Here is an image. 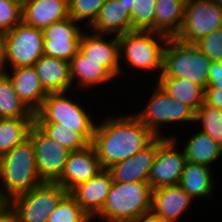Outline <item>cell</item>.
Returning a JSON list of instances; mask_svg holds the SVG:
<instances>
[{"mask_svg":"<svg viewBox=\"0 0 222 222\" xmlns=\"http://www.w3.org/2000/svg\"><path fill=\"white\" fill-rule=\"evenodd\" d=\"M192 200L179 185L160 187L152 190L151 210L165 220L177 222Z\"/></svg>","mask_w":222,"mask_h":222,"instance_id":"cell-20","label":"cell"},{"mask_svg":"<svg viewBox=\"0 0 222 222\" xmlns=\"http://www.w3.org/2000/svg\"><path fill=\"white\" fill-rule=\"evenodd\" d=\"M89 29L97 34L123 35L132 31L131 13L119 0H106Z\"/></svg>","mask_w":222,"mask_h":222,"instance_id":"cell-22","label":"cell"},{"mask_svg":"<svg viewBox=\"0 0 222 222\" xmlns=\"http://www.w3.org/2000/svg\"><path fill=\"white\" fill-rule=\"evenodd\" d=\"M150 101L134 115L156 136H163L161 125L171 123H193L195 111L187 104L173 99L156 81ZM161 129V130H160Z\"/></svg>","mask_w":222,"mask_h":222,"instance_id":"cell-7","label":"cell"},{"mask_svg":"<svg viewBox=\"0 0 222 222\" xmlns=\"http://www.w3.org/2000/svg\"><path fill=\"white\" fill-rule=\"evenodd\" d=\"M78 24L81 23L67 17L44 28V55L70 62L79 51L80 40L84 33Z\"/></svg>","mask_w":222,"mask_h":222,"instance_id":"cell-13","label":"cell"},{"mask_svg":"<svg viewBox=\"0 0 222 222\" xmlns=\"http://www.w3.org/2000/svg\"><path fill=\"white\" fill-rule=\"evenodd\" d=\"M127 7V11L131 13L132 10V0H119Z\"/></svg>","mask_w":222,"mask_h":222,"instance_id":"cell-43","label":"cell"},{"mask_svg":"<svg viewBox=\"0 0 222 222\" xmlns=\"http://www.w3.org/2000/svg\"><path fill=\"white\" fill-rule=\"evenodd\" d=\"M220 149H221V153H222V141L220 142Z\"/></svg>","mask_w":222,"mask_h":222,"instance_id":"cell-46","label":"cell"},{"mask_svg":"<svg viewBox=\"0 0 222 222\" xmlns=\"http://www.w3.org/2000/svg\"><path fill=\"white\" fill-rule=\"evenodd\" d=\"M168 36L151 30H132L118 36L120 64L126 62L130 69L147 73L157 72L159 79L163 71V51Z\"/></svg>","mask_w":222,"mask_h":222,"instance_id":"cell-3","label":"cell"},{"mask_svg":"<svg viewBox=\"0 0 222 222\" xmlns=\"http://www.w3.org/2000/svg\"><path fill=\"white\" fill-rule=\"evenodd\" d=\"M191 134L183 150L187 161L208 166L217 161L221 156L220 143L199 129Z\"/></svg>","mask_w":222,"mask_h":222,"instance_id":"cell-26","label":"cell"},{"mask_svg":"<svg viewBox=\"0 0 222 222\" xmlns=\"http://www.w3.org/2000/svg\"><path fill=\"white\" fill-rule=\"evenodd\" d=\"M132 222H170L169 220H165L163 217L155 214L152 210L145 213L139 219Z\"/></svg>","mask_w":222,"mask_h":222,"instance_id":"cell-39","label":"cell"},{"mask_svg":"<svg viewBox=\"0 0 222 222\" xmlns=\"http://www.w3.org/2000/svg\"><path fill=\"white\" fill-rule=\"evenodd\" d=\"M72 87L76 82L77 89L91 88L108 83L116 77L98 61L88 59L80 51L70 61ZM112 79V80H111ZM76 80V81H75ZM102 83V84H101Z\"/></svg>","mask_w":222,"mask_h":222,"instance_id":"cell-23","label":"cell"},{"mask_svg":"<svg viewBox=\"0 0 222 222\" xmlns=\"http://www.w3.org/2000/svg\"><path fill=\"white\" fill-rule=\"evenodd\" d=\"M131 114L107 117L102 123H96L91 144L103 169L133 156L157 137Z\"/></svg>","mask_w":222,"mask_h":222,"instance_id":"cell-1","label":"cell"},{"mask_svg":"<svg viewBox=\"0 0 222 222\" xmlns=\"http://www.w3.org/2000/svg\"><path fill=\"white\" fill-rule=\"evenodd\" d=\"M28 138L33 143L37 171L43 182H57L66 167L71 151L48 137L35 123Z\"/></svg>","mask_w":222,"mask_h":222,"instance_id":"cell-11","label":"cell"},{"mask_svg":"<svg viewBox=\"0 0 222 222\" xmlns=\"http://www.w3.org/2000/svg\"><path fill=\"white\" fill-rule=\"evenodd\" d=\"M222 86V62H212L209 70L208 86L218 87Z\"/></svg>","mask_w":222,"mask_h":222,"instance_id":"cell-38","label":"cell"},{"mask_svg":"<svg viewBox=\"0 0 222 222\" xmlns=\"http://www.w3.org/2000/svg\"><path fill=\"white\" fill-rule=\"evenodd\" d=\"M222 28V5L209 0H189L184 7V20L176 38L195 44L202 37Z\"/></svg>","mask_w":222,"mask_h":222,"instance_id":"cell-10","label":"cell"},{"mask_svg":"<svg viewBox=\"0 0 222 222\" xmlns=\"http://www.w3.org/2000/svg\"><path fill=\"white\" fill-rule=\"evenodd\" d=\"M6 118H34V113L20 100L11 79L0 71V119Z\"/></svg>","mask_w":222,"mask_h":222,"instance_id":"cell-28","label":"cell"},{"mask_svg":"<svg viewBox=\"0 0 222 222\" xmlns=\"http://www.w3.org/2000/svg\"><path fill=\"white\" fill-rule=\"evenodd\" d=\"M68 192L57 182H43L10 200L16 222H47Z\"/></svg>","mask_w":222,"mask_h":222,"instance_id":"cell-8","label":"cell"},{"mask_svg":"<svg viewBox=\"0 0 222 222\" xmlns=\"http://www.w3.org/2000/svg\"><path fill=\"white\" fill-rule=\"evenodd\" d=\"M156 1L157 0H132V30L154 31Z\"/></svg>","mask_w":222,"mask_h":222,"instance_id":"cell-33","label":"cell"},{"mask_svg":"<svg viewBox=\"0 0 222 222\" xmlns=\"http://www.w3.org/2000/svg\"><path fill=\"white\" fill-rule=\"evenodd\" d=\"M93 222L92 218L80 207L68 192L49 214L47 222Z\"/></svg>","mask_w":222,"mask_h":222,"instance_id":"cell-32","label":"cell"},{"mask_svg":"<svg viewBox=\"0 0 222 222\" xmlns=\"http://www.w3.org/2000/svg\"><path fill=\"white\" fill-rule=\"evenodd\" d=\"M156 82L173 99L189 105L195 112L204 102V89L188 79L159 77Z\"/></svg>","mask_w":222,"mask_h":222,"instance_id":"cell-27","label":"cell"},{"mask_svg":"<svg viewBox=\"0 0 222 222\" xmlns=\"http://www.w3.org/2000/svg\"><path fill=\"white\" fill-rule=\"evenodd\" d=\"M102 170L94 146L89 144L81 150L70 152L65 170L57 183L70 192L78 184L88 181Z\"/></svg>","mask_w":222,"mask_h":222,"instance_id":"cell-16","label":"cell"},{"mask_svg":"<svg viewBox=\"0 0 222 222\" xmlns=\"http://www.w3.org/2000/svg\"><path fill=\"white\" fill-rule=\"evenodd\" d=\"M10 205V200L5 196L0 189V213H2Z\"/></svg>","mask_w":222,"mask_h":222,"instance_id":"cell-42","label":"cell"},{"mask_svg":"<svg viewBox=\"0 0 222 222\" xmlns=\"http://www.w3.org/2000/svg\"><path fill=\"white\" fill-rule=\"evenodd\" d=\"M178 1H182L184 4H186L189 0H178Z\"/></svg>","mask_w":222,"mask_h":222,"instance_id":"cell-45","label":"cell"},{"mask_svg":"<svg viewBox=\"0 0 222 222\" xmlns=\"http://www.w3.org/2000/svg\"><path fill=\"white\" fill-rule=\"evenodd\" d=\"M0 183V189L9 200L43 183L29 138L0 156Z\"/></svg>","mask_w":222,"mask_h":222,"instance_id":"cell-2","label":"cell"},{"mask_svg":"<svg viewBox=\"0 0 222 222\" xmlns=\"http://www.w3.org/2000/svg\"><path fill=\"white\" fill-rule=\"evenodd\" d=\"M43 29L26 25L23 21L6 32L5 54L0 71L33 66L44 55Z\"/></svg>","mask_w":222,"mask_h":222,"instance_id":"cell-9","label":"cell"},{"mask_svg":"<svg viewBox=\"0 0 222 222\" xmlns=\"http://www.w3.org/2000/svg\"><path fill=\"white\" fill-rule=\"evenodd\" d=\"M33 124L34 118L0 119V156L23 143Z\"/></svg>","mask_w":222,"mask_h":222,"instance_id":"cell-29","label":"cell"},{"mask_svg":"<svg viewBox=\"0 0 222 222\" xmlns=\"http://www.w3.org/2000/svg\"><path fill=\"white\" fill-rule=\"evenodd\" d=\"M40 83L47 93L71 91L70 62L43 55L33 65Z\"/></svg>","mask_w":222,"mask_h":222,"instance_id":"cell-21","label":"cell"},{"mask_svg":"<svg viewBox=\"0 0 222 222\" xmlns=\"http://www.w3.org/2000/svg\"><path fill=\"white\" fill-rule=\"evenodd\" d=\"M155 5L154 31L176 37L184 20L185 4L178 0H157Z\"/></svg>","mask_w":222,"mask_h":222,"instance_id":"cell-25","label":"cell"},{"mask_svg":"<svg viewBox=\"0 0 222 222\" xmlns=\"http://www.w3.org/2000/svg\"><path fill=\"white\" fill-rule=\"evenodd\" d=\"M67 93H48L41 108L34 114V123H57L59 127L79 133L91 144L96 126L94 118L89 110L66 96L69 95Z\"/></svg>","mask_w":222,"mask_h":222,"instance_id":"cell-6","label":"cell"},{"mask_svg":"<svg viewBox=\"0 0 222 222\" xmlns=\"http://www.w3.org/2000/svg\"><path fill=\"white\" fill-rule=\"evenodd\" d=\"M158 148L159 136L133 156L110 166L107 170L110 172L113 182H148Z\"/></svg>","mask_w":222,"mask_h":222,"instance_id":"cell-15","label":"cell"},{"mask_svg":"<svg viewBox=\"0 0 222 222\" xmlns=\"http://www.w3.org/2000/svg\"><path fill=\"white\" fill-rule=\"evenodd\" d=\"M11 69L9 70L11 72L8 70H3V72L11 79L20 100L35 114L48 95L40 83L36 69L33 66Z\"/></svg>","mask_w":222,"mask_h":222,"instance_id":"cell-18","label":"cell"},{"mask_svg":"<svg viewBox=\"0 0 222 222\" xmlns=\"http://www.w3.org/2000/svg\"><path fill=\"white\" fill-rule=\"evenodd\" d=\"M201 123L199 130L217 142L222 141V111L203 102L195 113V124Z\"/></svg>","mask_w":222,"mask_h":222,"instance_id":"cell-31","label":"cell"},{"mask_svg":"<svg viewBox=\"0 0 222 222\" xmlns=\"http://www.w3.org/2000/svg\"><path fill=\"white\" fill-rule=\"evenodd\" d=\"M176 145V136H159V148L148 178L152 190L179 185L186 157L184 150H177Z\"/></svg>","mask_w":222,"mask_h":222,"instance_id":"cell-12","label":"cell"},{"mask_svg":"<svg viewBox=\"0 0 222 222\" xmlns=\"http://www.w3.org/2000/svg\"><path fill=\"white\" fill-rule=\"evenodd\" d=\"M105 2L106 0H68L69 17L75 22L85 20V25L90 28Z\"/></svg>","mask_w":222,"mask_h":222,"instance_id":"cell-34","label":"cell"},{"mask_svg":"<svg viewBox=\"0 0 222 222\" xmlns=\"http://www.w3.org/2000/svg\"><path fill=\"white\" fill-rule=\"evenodd\" d=\"M209 1H211V2H213V3H215V4H220V5H222V0H209Z\"/></svg>","mask_w":222,"mask_h":222,"instance_id":"cell-44","label":"cell"},{"mask_svg":"<svg viewBox=\"0 0 222 222\" xmlns=\"http://www.w3.org/2000/svg\"><path fill=\"white\" fill-rule=\"evenodd\" d=\"M112 183L110 172L103 169L88 181L78 184L69 193L93 220L103 208Z\"/></svg>","mask_w":222,"mask_h":222,"instance_id":"cell-17","label":"cell"},{"mask_svg":"<svg viewBox=\"0 0 222 222\" xmlns=\"http://www.w3.org/2000/svg\"><path fill=\"white\" fill-rule=\"evenodd\" d=\"M5 39H6V32L0 30V66L3 62V57L5 54Z\"/></svg>","mask_w":222,"mask_h":222,"instance_id":"cell-41","label":"cell"},{"mask_svg":"<svg viewBox=\"0 0 222 222\" xmlns=\"http://www.w3.org/2000/svg\"><path fill=\"white\" fill-rule=\"evenodd\" d=\"M109 36L112 38H109ZM79 51L88 59L98 61L99 64L106 67L116 78L117 76L119 78L120 74L123 76L124 67L122 68L120 64L118 36L86 31L81 37Z\"/></svg>","mask_w":222,"mask_h":222,"instance_id":"cell-14","label":"cell"},{"mask_svg":"<svg viewBox=\"0 0 222 222\" xmlns=\"http://www.w3.org/2000/svg\"><path fill=\"white\" fill-rule=\"evenodd\" d=\"M67 17L68 0H23L22 21L26 25L44 29Z\"/></svg>","mask_w":222,"mask_h":222,"instance_id":"cell-19","label":"cell"},{"mask_svg":"<svg viewBox=\"0 0 222 222\" xmlns=\"http://www.w3.org/2000/svg\"><path fill=\"white\" fill-rule=\"evenodd\" d=\"M204 102L222 111V86L206 87L204 89Z\"/></svg>","mask_w":222,"mask_h":222,"instance_id":"cell-37","label":"cell"},{"mask_svg":"<svg viewBox=\"0 0 222 222\" xmlns=\"http://www.w3.org/2000/svg\"><path fill=\"white\" fill-rule=\"evenodd\" d=\"M48 137L57 141L69 151H78L89 143L77 132L66 127H59L57 123H35Z\"/></svg>","mask_w":222,"mask_h":222,"instance_id":"cell-30","label":"cell"},{"mask_svg":"<svg viewBox=\"0 0 222 222\" xmlns=\"http://www.w3.org/2000/svg\"><path fill=\"white\" fill-rule=\"evenodd\" d=\"M212 61L195 45L169 37L163 51L160 77L185 78L205 89Z\"/></svg>","mask_w":222,"mask_h":222,"instance_id":"cell-5","label":"cell"},{"mask_svg":"<svg viewBox=\"0 0 222 222\" xmlns=\"http://www.w3.org/2000/svg\"><path fill=\"white\" fill-rule=\"evenodd\" d=\"M151 201L148 182H113L103 208L94 218L102 222H132L151 210Z\"/></svg>","mask_w":222,"mask_h":222,"instance_id":"cell-4","label":"cell"},{"mask_svg":"<svg viewBox=\"0 0 222 222\" xmlns=\"http://www.w3.org/2000/svg\"><path fill=\"white\" fill-rule=\"evenodd\" d=\"M0 222H16L15 213L10 205L0 213Z\"/></svg>","mask_w":222,"mask_h":222,"instance_id":"cell-40","label":"cell"},{"mask_svg":"<svg viewBox=\"0 0 222 222\" xmlns=\"http://www.w3.org/2000/svg\"><path fill=\"white\" fill-rule=\"evenodd\" d=\"M208 166L190 161L185 162L179 186L193 199L204 197L212 198L215 182L212 178V170Z\"/></svg>","mask_w":222,"mask_h":222,"instance_id":"cell-24","label":"cell"},{"mask_svg":"<svg viewBox=\"0 0 222 222\" xmlns=\"http://www.w3.org/2000/svg\"><path fill=\"white\" fill-rule=\"evenodd\" d=\"M23 0H0V30L7 32L22 22Z\"/></svg>","mask_w":222,"mask_h":222,"instance_id":"cell-35","label":"cell"},{"mask_svg":"<svg viewBox=\"0 0 222 222\" xmlns=\"http://www.w3.org/2000/svg\"><path fill=\"white\" fill-rule=\"evenodd\" d=\"M195 45L212 62H222V28L202 37Z\"/></svg>","mask_w":222,"mask_h":222,"instance_id":"cell-36","label":"cell"}]
</instances>
